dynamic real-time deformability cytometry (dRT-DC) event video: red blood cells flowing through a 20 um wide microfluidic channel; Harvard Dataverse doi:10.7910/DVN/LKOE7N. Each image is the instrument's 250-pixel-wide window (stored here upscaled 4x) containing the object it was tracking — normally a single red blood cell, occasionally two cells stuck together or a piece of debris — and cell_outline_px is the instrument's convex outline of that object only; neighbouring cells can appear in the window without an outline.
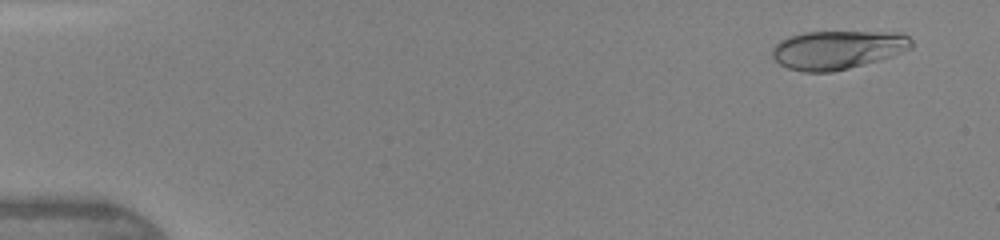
{"species": "human", "species_latin": "Homo sapiens", "temperature_condition": "warm", "stored_images_in_passage": 42, "camera_frame_rate_fps": 3000, "um_per_image_px": 0.085, "donor": {"sex": "female"}, "frame": {"image": 1, "passage_image": 3, "time_ms": 0.667, "image_size_px": [1000, 240], "cell_outline_px": [[912, 48], [876, 60], [848, 68], [832, 72], [804, 72], [788, 68], [780, 64], [772, 56], [772, 48], [780, 40], [788, 36], [804, 32], [896, 32], [908, 36], [912, 40]], "centroid_in_image_um": [71.14, 4.22], "position_along_channel_um": 13.9, "area_um2": 31.04}}
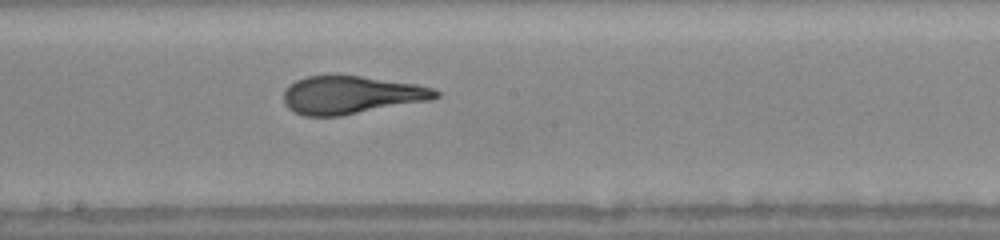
{"frame": {"image": 2, "passage_image": 26, "time_ms": 8.333, "image_size_px": [1000, 240], "cell_outline_px": [[440, 96], [432, 100], [340, 116], [304, 116], [292, 112], [284, 104], [284, 88], [296, 80], [308, 76], [360, 76], [416, 84], [436, 88], [440, 92]], "centroid_in_image_um": [29.86, 8.08], "position_along_channel_um": 218.3, "area_um2": 33.76}}
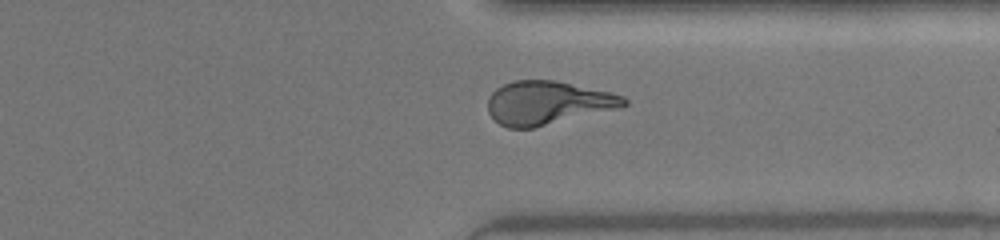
{"frame": {"image": 3, "passage_image": 36, "time_ms": 11.667, "image_size_px": [1000, 240], "cell_outline_px": [[628, 104], [620, 108], [532, 128], [508, 128], [500, 124], [488, 112], [488, 96], [496, 88], [504, 84], [516, 80], [556, 80], [608, 92], [624, 96], [628, 100]], "centroid_in_image_um": [46.55, 8.74], "position_along_channel_um": 364.9, "area_um2": 34.33}, "authors_computed_cell_mechanics": {"area_um2": 33.6396, "velocity_mm_per_s": 4.393, "shape_relaxation_time_tau1_ms": 5.4222, "shape_relaxation_time_tau2_ms": 0.6539, "deformation_change_tau1": 0.232, "deformation_change_tau2": 0.0695}}